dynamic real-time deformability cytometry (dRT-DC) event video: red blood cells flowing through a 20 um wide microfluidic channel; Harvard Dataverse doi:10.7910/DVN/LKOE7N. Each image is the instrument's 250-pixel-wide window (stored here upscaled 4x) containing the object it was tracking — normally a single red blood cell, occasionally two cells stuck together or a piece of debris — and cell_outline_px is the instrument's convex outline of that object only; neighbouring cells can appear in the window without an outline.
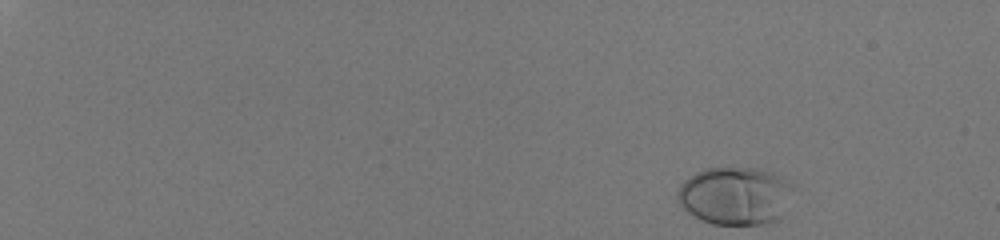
{"species": "human", "species_latin": "Homo sapiens", "temperature_condition": "room temperature", "stored_images_in_passage": 44, "camera_frame_rate_fps": 3000, "um_per_image_px": 0.085, "donor": {"sex": "male"}, "frame": {"image": 1, "passage_image": 1, "time_ms": 0.0, "image_size_px": [1000, 240], "cell_outline_px": [[792, 184], [776, 220], [764, 224], [712, 224], [688, 212], [680, 204], [676, 192], [680, 184], [684, 180], [696, 172], [708, 168], [756, 168], [772, 172], [780, 176]], "centroid_in_image_um": [62.4, 16.62], "position_along_channel_um": 22.6, "area_um2": 38.03}}
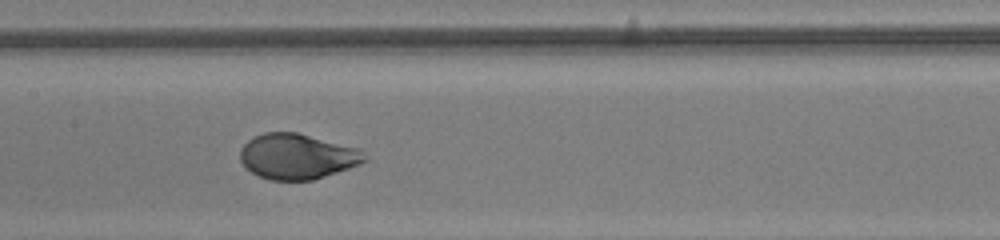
{"frame": {"image": 2, "passage_image": 27, "time_ms": 8.667, "image_size_px": [1000, 240], "cell_outline_px": [[368, 160], [360, 164], [312, 180], [268, 180], [252, 172], [240, 160], [240, 148], [252, 136], [264, 132], [296, 132], [356, 148]], "centroid_in_image_um": [25.2, 13.29], "position_along_channel_um": 182.2, "area_um2": 32.48}}
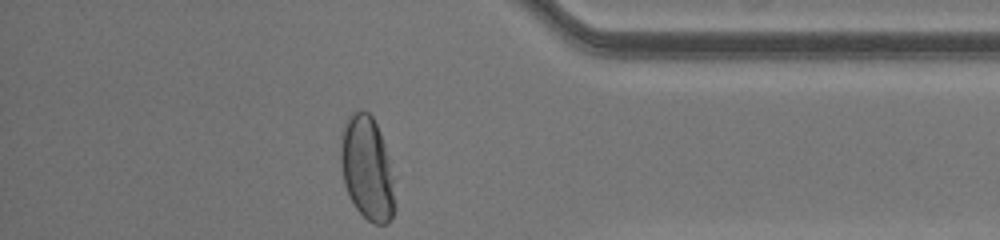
{"frame": {"image": 3, "passage_image": 44, "time_ms": 14.333, "image_size_px": [1000, 240], "cell_outline_px": [[396, 208], [388, 224], [372, 224], [356, 208], [344, 184], [340, 164], [340, 132], [344, 120], [356, 108], [368, 112], [372, 116], [380, 132], [396, 176]], "centroid_in_image_um": [31.23, 14.29], "position_along_channel_um": 404.0, "area_um2": 34.04}, "authors_computed_cell_mechanics": {"area_um2": 33.6685, "velocity_mm_per_s": 4.0863, "shape_relaxation_time_tau1_ms": 2.7959, "shape_relaxation_time_tau2_ms": null, "deformation_change_tau1": 0.196, "deformation_change_tau2": null}}